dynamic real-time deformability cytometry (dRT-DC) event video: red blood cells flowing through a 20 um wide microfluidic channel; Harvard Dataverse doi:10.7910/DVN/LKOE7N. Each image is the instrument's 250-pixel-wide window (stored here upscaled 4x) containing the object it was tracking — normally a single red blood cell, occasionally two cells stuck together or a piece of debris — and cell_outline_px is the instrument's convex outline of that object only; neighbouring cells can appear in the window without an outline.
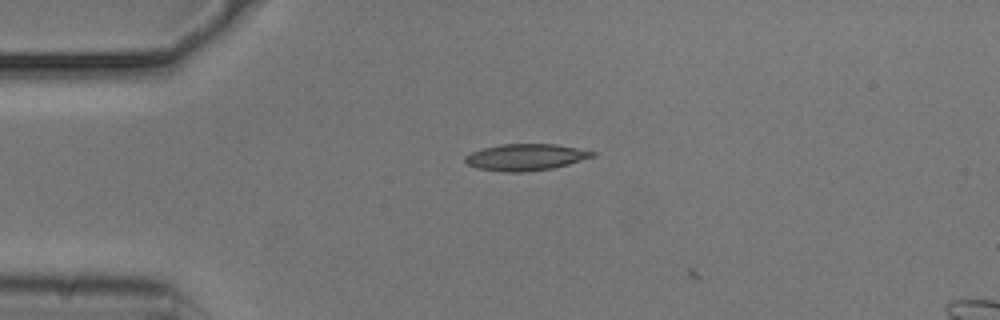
{"species": "common noctule bat (a hibernating species)", "species_latin": "Nyctalus noctula", "temperature_condition": "cold", "stored_images_in_passage": 3, "camera_frame_rate_fps": 3000, "um_per_image_px": 0.085, "animal": {"sex": "male", "body_mass_g": 20.5, "forearm_length_mm": 52.5}, "frame": {"image": 1, "passage_image": 2, "time_ms": 0.333, "image_size_px": [1000, 320], "cell_outline_px": [[596, 156], [568, 164], [552, 168], [524, 172], [504, 172], [476, 168], [468, 164], [464, 160], [464, 156], [472, 152], [484, 148], [500, 144], [556, 144], [596, 152]], "centroid_in_image_um": [44.67, 13.36], "position_along_channel_um": 40.3, "area_um2": 19.65}}